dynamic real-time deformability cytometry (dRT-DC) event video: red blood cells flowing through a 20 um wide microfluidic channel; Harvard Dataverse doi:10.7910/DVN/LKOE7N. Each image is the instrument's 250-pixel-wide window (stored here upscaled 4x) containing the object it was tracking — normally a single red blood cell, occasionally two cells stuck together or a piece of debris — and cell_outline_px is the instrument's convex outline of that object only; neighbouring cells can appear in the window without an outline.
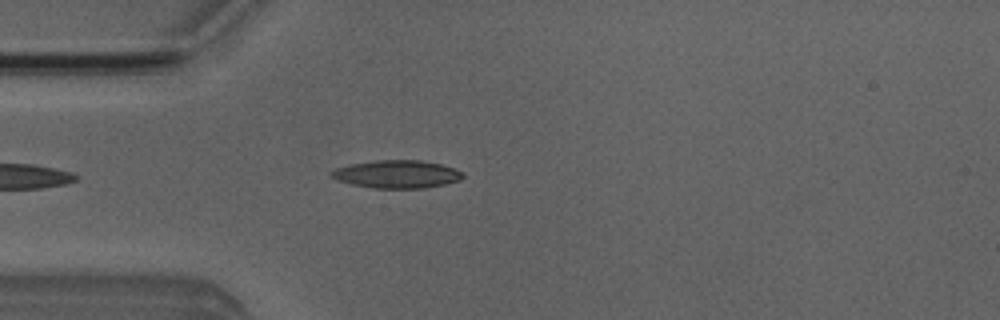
{"species": "Egyptian fruit bat (a non-hibernating species)", "species_latin": "Rousettus aegyptiacus", "temperature_condition": "room temperature", "stored_images_in_passage": 4, "camera_frame_rate_fps": 3000, "um_per_image_px": 0.085, "animal": {"sex": "male"}, "frame": {"image": 1, "passage_image": 4, "time_ms": 3.667, "image_size_px": [1000, 320], "cell_outline_px": [[464, 176], [460, 180], [444, 184], [424, 188], [376, 188], [352, 184], [336, 180], [328, 172], [336, 168], [348, 164], [376, 160], [420, 160], [440, 164], [464, 172]], "centroid_in_image_um": [33.71, 14.8], "position_along_channel_um": 51.3, "area_um2": 21.33}}